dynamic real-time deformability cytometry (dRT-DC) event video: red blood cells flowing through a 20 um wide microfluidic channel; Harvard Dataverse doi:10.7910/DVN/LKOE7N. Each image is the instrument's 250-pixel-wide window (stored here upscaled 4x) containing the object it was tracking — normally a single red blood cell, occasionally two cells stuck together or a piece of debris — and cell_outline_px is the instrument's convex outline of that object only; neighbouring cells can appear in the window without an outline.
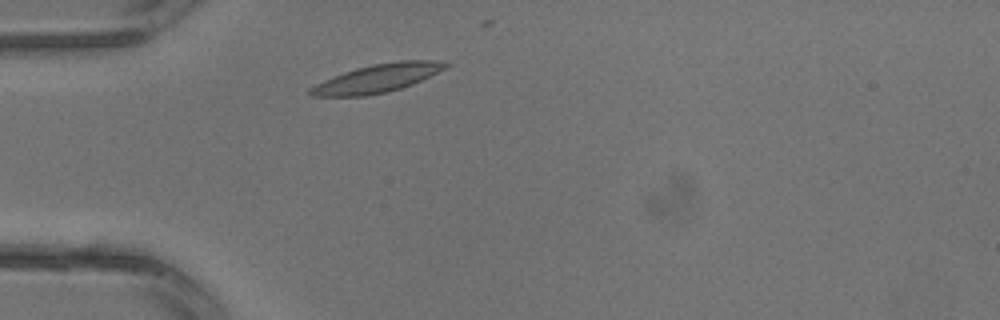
{"species": "common noctule bat (a hibernating species)", "species_latin": "Nyctalus noctula", "temperature_condition": "warm", "stored_images_in_passage": 1, "camera_frame_rate_fps": 3000, "um_per_image_px": 0.085, "animal": {"sex": "male", "body_mass_g": 13.3}, "frame": {"image": 1, "passage_image": 1, "time_ms": 0.0, "image_size_px": [1000, 320], "cell_outline_px": [[452, 64], [412, 84], [388, 92], [368, 96], [312, 96], [308, 92], [308, 88], [324, 80], [344, 72], [356, 68], [376, 64], [400, 60], [448, 60]], "centroid_in_image_um": [32.09, 6.65], "position_along_channel_um": 52.9, "area_um2": 22.14}}